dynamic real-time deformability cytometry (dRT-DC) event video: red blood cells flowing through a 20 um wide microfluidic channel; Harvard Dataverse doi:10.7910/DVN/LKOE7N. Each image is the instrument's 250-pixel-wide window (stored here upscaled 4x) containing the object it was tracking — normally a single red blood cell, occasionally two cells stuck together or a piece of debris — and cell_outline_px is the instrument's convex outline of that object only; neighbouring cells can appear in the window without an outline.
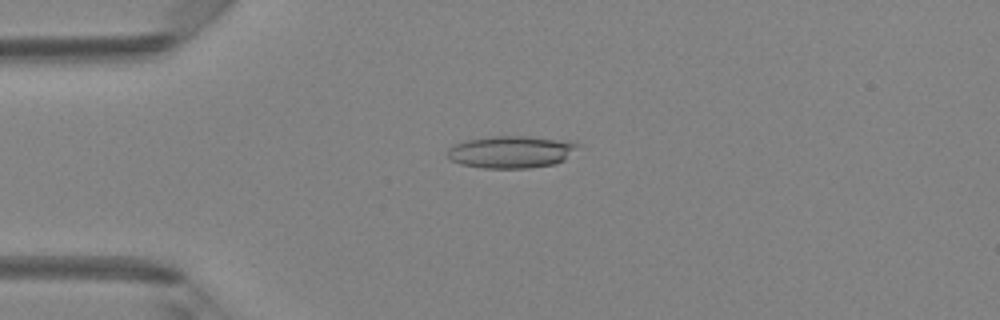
{"species": "Egyptian fruit bat (a non-hibernating species)", "species_latin": "Rousettus aegyptiacus", "temperature_condition": "room temperature", "stored_images_in_passage": 48, "camera_frame_rate_fps": 3000, "um_per_image_px": 0.085, "animal": {"sex": "female"}, "frame": {"image": 1, "passage_image": 12, "time_ms": 3.667, "image_size_px": [1000, 320], "cell_outline_px": [[580, 144], [564, 160], [552, 164], [528, 168], [484, 168], [460, 164], [452, 160], [448, 156], [448, 148], [452, 144], [468, 140], [492, 136], [528, 136], [568, 140]], "centroid_in_image_um": [43.43, 12.9], "position_along_channel_um": 41.6, "area_um2": 24.39}}
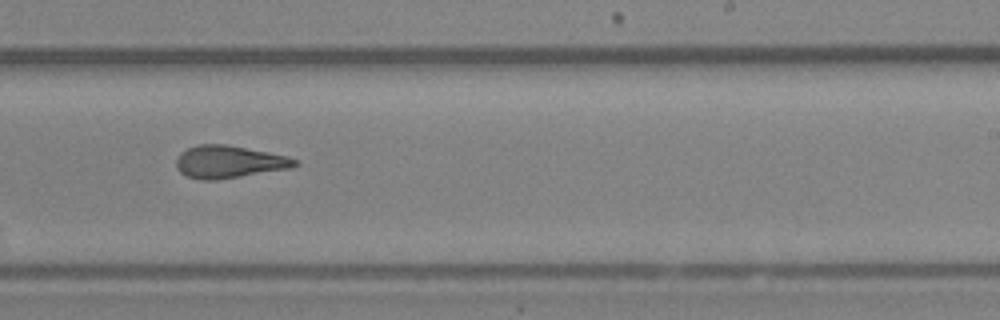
{"frame": {"image": 2, "passage_image": 30, "time_ms": 9.667, "image_size_px": [1000, 320], "cell_outline_px": [[300, 164], [292, 168], [216, 180], [200, 180], [188, 176], [180, 172], [176, 168], [176, 160], [180, 152], [196, 144], [228, 144], [288, 156], [296, 160]], "centroid_in_image_um": [19.46, 13.75], "position_along_channel_um": 269.5, "area_um2": 22.6}}
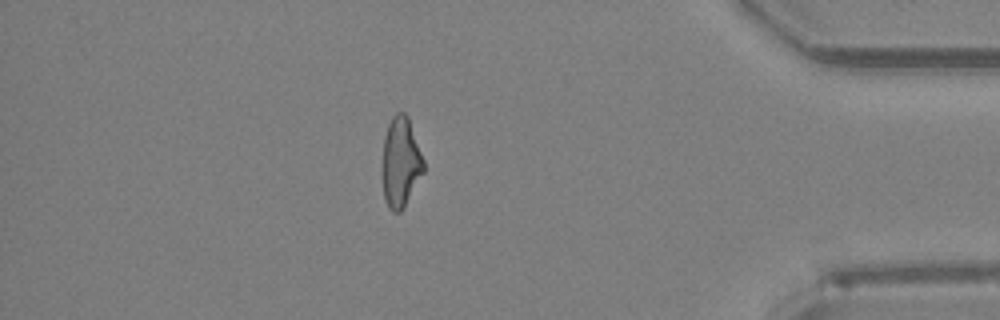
{"frame": {"image": 3, "passage_image": 42, "time_ms": 13.667, "image_size_px": [1000, 320], "cell_outline_px": [[424, 172], [404, 208], [400, 212], [392, 212], [388, 208], [384, 200], [380, 176], [384, 136], [388, 124], [392, 116], [396, 112], [404, 112], [408, 116], [424, 160]], "centroid_in_image_um": [34.02, 13.83], "position_along_channel_um": 401.2, "area_um2": 22.43}, "authors_computed_cell_mechanics": {"area_um2": 22.7154, "velocity_mm_per_s": 4.2263, "shape_relaxation_time_tau1_ms": null, "shape_relaxation_time_tau2_ms": 2.2484, "deformation_change_tau1": null, "deformation_change_tau2": 0.1279}}